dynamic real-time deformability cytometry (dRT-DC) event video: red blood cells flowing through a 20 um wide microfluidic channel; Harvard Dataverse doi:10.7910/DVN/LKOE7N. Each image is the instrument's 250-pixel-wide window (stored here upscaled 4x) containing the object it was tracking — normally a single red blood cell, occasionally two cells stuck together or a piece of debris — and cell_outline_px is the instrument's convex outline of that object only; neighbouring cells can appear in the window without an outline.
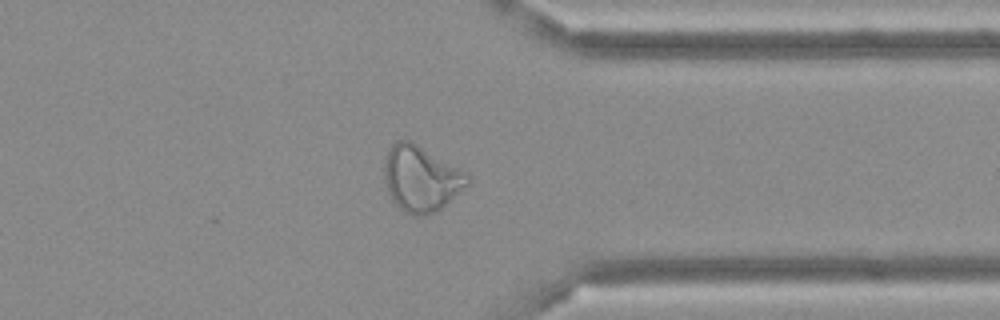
{"species": "Egyptian fruit bat (a non-hibernating species)", "species_latin": "Rousettus aegyptiacus", "temperature_condition": "cold", "stored_images_in_passage": 31, "camera_frame_rate_fps": 3000, "um_per_image_px": 0.085, "frame": {"image": 1, "passage_image": 27, "time_ms": 8.667, "image_size_px": [1000, 320], "cell_outline_px": [[472, 180], [468, 184], [440, 208], [424, 216], [412, 216], [404, 212], [392, 200], [388, 192], [384, 176], [384, 164], [388, 148], [396, 140], [412, 140], [468, 172]], "centroid_in_image_um": [35.79, 15.14], "position_along_channel_um": 375.6, "area_um2": 32.14}}